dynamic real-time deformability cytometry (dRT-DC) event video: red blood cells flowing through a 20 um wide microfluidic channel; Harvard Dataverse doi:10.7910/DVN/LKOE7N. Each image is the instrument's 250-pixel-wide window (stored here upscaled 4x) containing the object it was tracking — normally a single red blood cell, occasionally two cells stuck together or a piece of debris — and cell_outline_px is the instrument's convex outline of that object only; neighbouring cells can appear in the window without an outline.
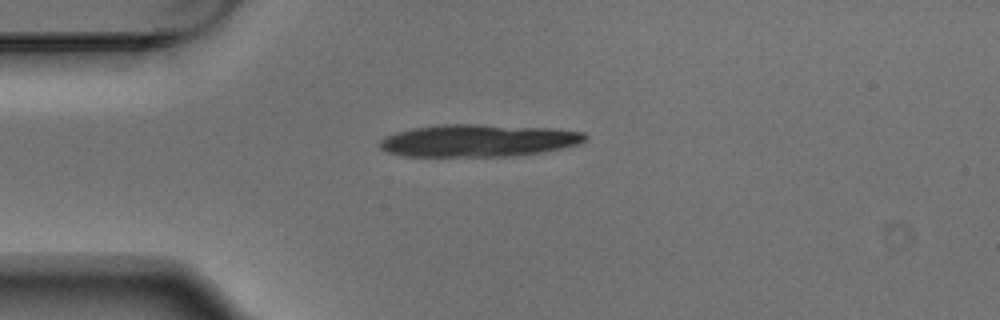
{"species": "Egyptian fruit bat (a non-hibernating species)", "species_latin": "Rousettus aegyptiacus", "temperature_condition": "warm", "stored_images_in_passage": 3, "segment_of_instrument_passage": [1, 2], "camera_frame_rate_fps": 3000, "um_per_image_px": 0.085, "animal": {"sex": "male"}, "frame": {"image": 1, "passage_image": 1, "time_ms": 0.0, "image_size_px": [1000, 320], "cell_outline_px": [[588, 136], [580, 144], [540, 152], [512, 156], [400, 156], [388, 152], [380, 148], [380, 140], [384, 136], [396, 132], [412, 128], [444, 124], [480, 124], [552, 128], [584, 132]], "centroid_in_image_um": [40.63, 11.94], "position_along_channel_um": 44.4, "area_um2": 38.78}}